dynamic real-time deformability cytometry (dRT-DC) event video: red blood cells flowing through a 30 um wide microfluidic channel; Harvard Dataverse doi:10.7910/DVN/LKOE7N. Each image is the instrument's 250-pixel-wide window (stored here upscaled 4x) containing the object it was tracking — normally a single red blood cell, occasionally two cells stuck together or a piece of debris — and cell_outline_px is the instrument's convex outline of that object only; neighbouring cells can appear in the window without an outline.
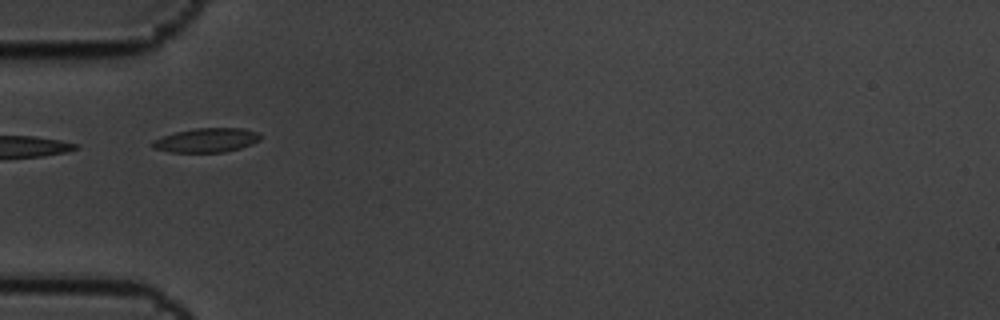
{"species": "common noctule bat (a hibernating species)", "species_latin": "Nyctalus noctula", "temperature_condition": "cold", "stored_images_in_passage": 9, "segment_of_instrument_passage": [2, 2], "camera_frame_rate_fps": 3000, "um_per_image_px": 0.085, "animal": {"sex": "male", "body_mass_g": 19.5, "forearm_length_mm": 54.6}, "frame": {"image": 1, "passage_image": 6, "time_ms": 1.667, "image_size_px": [1000, 320], "cell_outline_px": [[260, 140], [252, 144], [240, 148], [224, 152], [172, 152], [152, 148], [152, 140], [176, 132], [196, 128], [244, 128], [260, 132]], "centroid_in_image_um": [17.58, 11.91], "position_along_channel_um": 67.4, "area_um2": 15.2}}
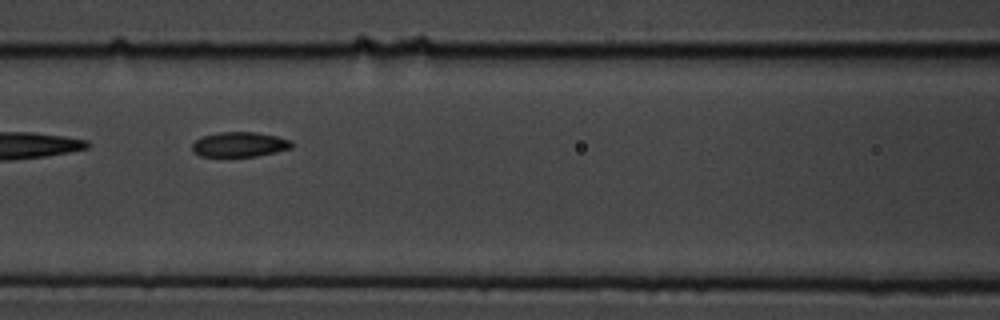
{"frame": {"image": 2, "passage_image": 8, "time_ms": 2.333, "image_size_px": [1000, 320], "cell_outline_px": [[292, 148], [276, 152], [256, 156], [200, 156], [192, 152], [192, 144], [196, 140], [204, 136], [220, 132], [256, 132], [276, 136], [292, 140]], "centroid_in_image_um": [20.37, 12.28], "position_along_channel_um": 146.2, "area_um2": 14.39}}